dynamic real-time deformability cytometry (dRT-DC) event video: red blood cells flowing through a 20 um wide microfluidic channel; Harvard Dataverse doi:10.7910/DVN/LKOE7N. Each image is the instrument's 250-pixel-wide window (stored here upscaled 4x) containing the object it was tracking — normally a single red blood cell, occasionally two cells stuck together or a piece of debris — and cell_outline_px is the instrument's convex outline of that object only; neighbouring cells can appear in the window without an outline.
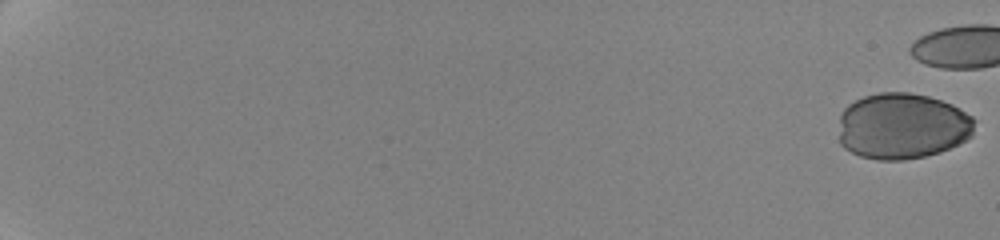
{"species": "human", "species_latin": "Homo sapiens", "temperature_condition": "cold", "stored_images_in_passage": 32, "camera_frame_rate_fps": 3000, "um_per_image_px": 0.085, "donor": {"sex": "female"}, "frame": {"image": 1, "passage_image": 1, "time_ms": 0.0, "image_size_px": [1000, 240], "cell_outline_px": [[976, 120], [972, 136], [940, 152], [924, 156], [904, 160], [876, 160], [860, 156], [844, 148], [840, 144], [840, 116], [844, 108], [848, 104], [864, 96], [880, 92], [908, 92], [928, 96], [952, 104], [960, 108], [972, 116]], "centroid_in_image_um": [76.7, 10.71], "position_along_channel_um": 8.3, "area_um2": 52.54}}